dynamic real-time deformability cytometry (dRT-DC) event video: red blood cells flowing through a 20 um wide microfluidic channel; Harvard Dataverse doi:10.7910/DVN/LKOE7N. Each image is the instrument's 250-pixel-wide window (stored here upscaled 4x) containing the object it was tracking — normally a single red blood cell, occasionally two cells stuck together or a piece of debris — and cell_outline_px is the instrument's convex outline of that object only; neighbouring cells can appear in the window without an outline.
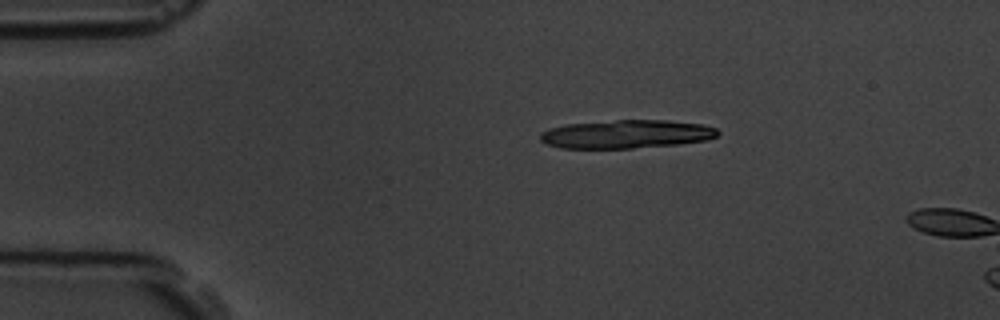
{"species": "common noctule bat (a hibernating species)", "species_latin": "Nyctalus noctula", "temperature_condition": "room temperature", "stored_images_in_passage": 3, "camera_frame_rate_fps": 3000, "um_per_image_px": 0.085, "animal": {"sex": "male", "body_mass_g": 19.5, "forearm_length_mm": 54.6}, "frame": {"image": 1, "passage_image": 2, "time_ms": 1.0, "image_size_px": [1000, 320], "cell_outline_px": [[720, 132], [716, 136], [708, 140], [676, 144], [632, 148], [560, 148], [548, 144], [540, 140], [540, 132], [548, 128], [568, 124], [616, 120], [668, 120], [704, 124], [716, 128]], "centroid_in_image_um": [53.25, 11.39], "position_along_channel_um": 31.7, "area_um2": 29.42}}